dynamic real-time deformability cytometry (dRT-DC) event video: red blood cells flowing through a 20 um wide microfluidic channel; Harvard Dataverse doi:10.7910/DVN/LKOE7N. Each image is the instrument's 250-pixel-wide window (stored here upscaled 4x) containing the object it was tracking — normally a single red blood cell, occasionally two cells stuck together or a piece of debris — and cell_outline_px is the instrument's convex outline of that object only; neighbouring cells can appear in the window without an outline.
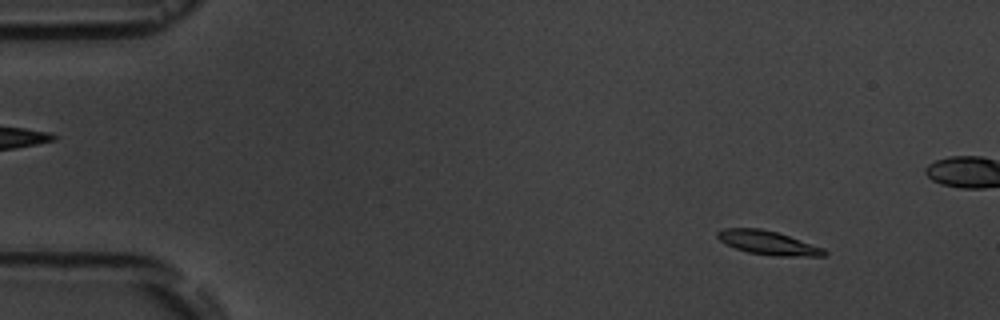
{"species": "common noctule bat (a hibernating species)", "species_latin": "Nyctalus noctula", "temperature_condition": "room temperature", "stored_images_in_passage": 8, "segment_of_instrument_passage": [1, 2], "camera_frame_rate_fps": 3000, "um_per_image_px": 0.085, "animal": {"sex": "male", "body_mass_g": 19.5, "forearm_length_mm": 54.6}, "frame": {"image": 1, "passage_image": 3, "time_ms": 2.0, "image_size_px": [1000, 320], "cell_outline_px": [[828, 252], [824, 256], [776, 256], [748, 252], [724, 244], [716, 236], [716, 232], [724, 228], [760, 228], [776, 232], [824, 248]], "centroid_in_image_um": [65.26, 20.63], "position_along_channel_um": 19.7, "area_um2": 14.74}}
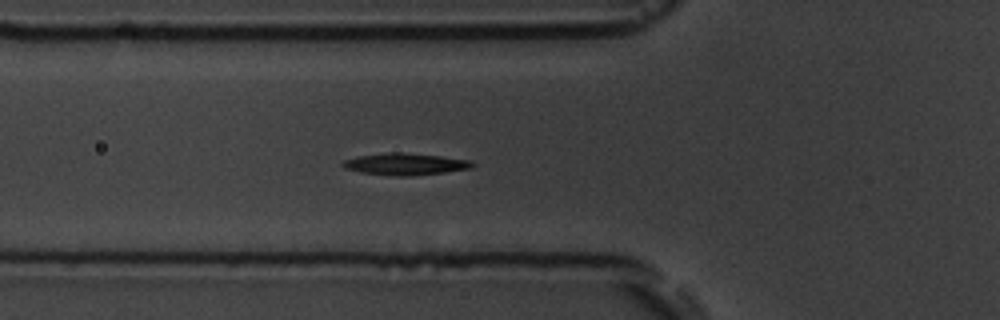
{"frame": {"image": 2, "passage_image": 7, "time_ms": 6.667, "image_size_px": [1000, 320], "cell_outline_px": [[476, 164], [472, 168], [444, 172], [412, 176], [392, 176], [360, 172], [344, 168], [340, 164], [344, 160], [356, 156], [392, 152], [400, 152], [440, 156], [472, 160]], "centroid_in_image_um": [34.44, 13.95], "position_along_channel_um": 91.4, "area_um2": 16.59}}